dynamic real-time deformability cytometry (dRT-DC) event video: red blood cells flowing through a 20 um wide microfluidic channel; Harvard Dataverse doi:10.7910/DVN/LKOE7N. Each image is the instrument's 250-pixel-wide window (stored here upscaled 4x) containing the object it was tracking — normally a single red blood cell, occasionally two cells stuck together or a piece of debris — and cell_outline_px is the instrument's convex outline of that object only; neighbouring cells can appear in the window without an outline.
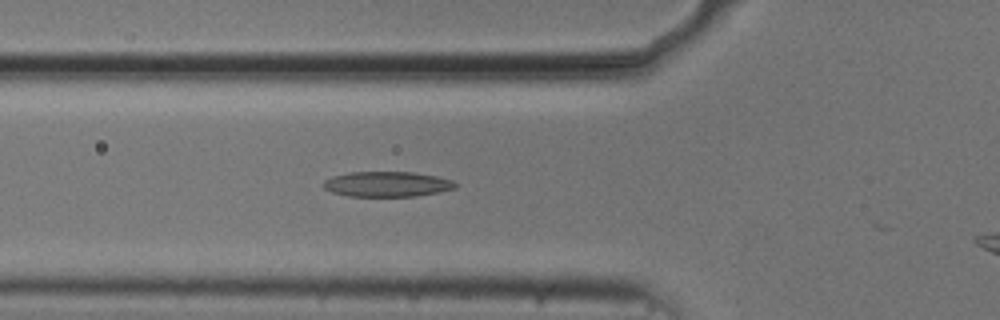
{"species": "common noctule bat (a hibernating species)", "species_latin": "Nyctalus noctula", "temperature_condition": "cold", "stored_images_in_passage": 18, "camera_frame_rate_fps": 3000, "um_per_image_px": 0.085, "animal": {"sex": "male", "body_mass_g": 20.5, "forearm_length_mm": 52.5}, "frame": {"image": 1, "passage_image": 17, "time_ms": 5.333, "image_size_px": [1000, 320], "cell_outline_px": [[456, 188], [440, 192], [416, 196], [348, 196], [332, 192], [324, 188], [324, 180], [332, 176], [348, 172], [412, 172], [436, 176], [452, 180], [456, 184]], "centroid_in_image_um": [32.9, 15.65], "position_along_channel_um": 92.9, "area_um2": 19.36}}